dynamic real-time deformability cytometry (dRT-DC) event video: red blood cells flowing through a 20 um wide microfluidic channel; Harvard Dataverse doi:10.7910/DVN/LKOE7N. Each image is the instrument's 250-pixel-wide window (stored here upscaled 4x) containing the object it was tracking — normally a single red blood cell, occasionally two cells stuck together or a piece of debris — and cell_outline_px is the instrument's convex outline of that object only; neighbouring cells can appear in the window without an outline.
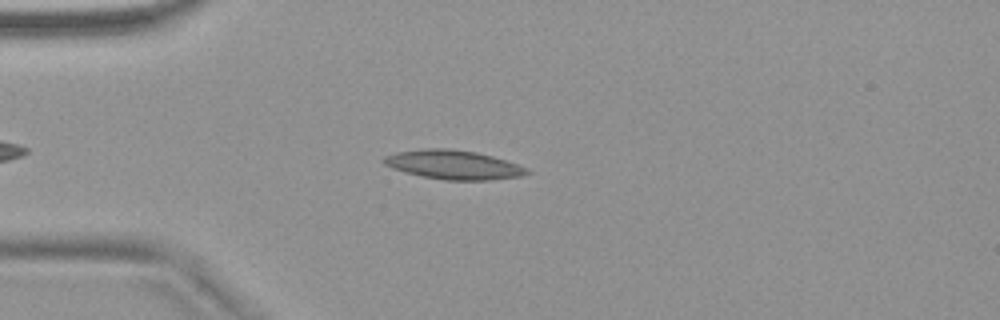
{"species": "common noctule bat (a hibernating species)", "species_latin": "Nyctalus noctula", "temperature_condition": "warm", "stored_images_in_passage": 47, "camera_frame_rate_fps": 3000, "um_per_image_px": 0.085, "animal": {"sex": "female", "body_mass_g": 18.4}, "frame": {"image": 1, "passage_image": 8, "time_ms": 2.333, "image_size_px": [1000, 320], "cell_outline_px": [[532, 172], [520, 176], [488, 180], [444, 180], [424, 176], [392, 168], [384, 164], [380, 160], [384, 156], [396, 152], [428, 148], [448, 148], [476, 152], [492, 156], [528, 168]], "centroid_in_image_um": [38.53, 14.0], "position_along_channel_um": 46.5, "area_um2": 24.04}}
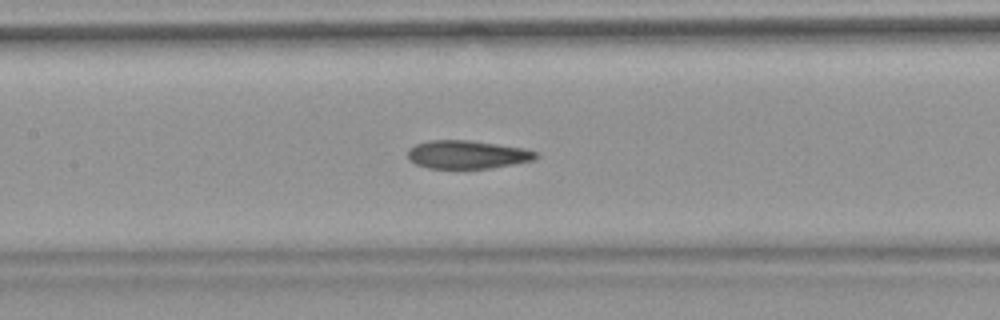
{"frame": {"image": 2, "passage_image": 19, "time_ms": 6.0, "image_size_px": [1000, 320], "cell_outline_px": [[540, 156], [532, 160], [492, 168], [428, 168], [416, 164], [408, 160], [408, 148], [416, 144], [432, 140], [468, 140], [524, 148], [536, 152]], "centroid_in_image_um": [39.69, 13.14], "position_along_channel_um": 167.7, "area_um2": 20.98}}
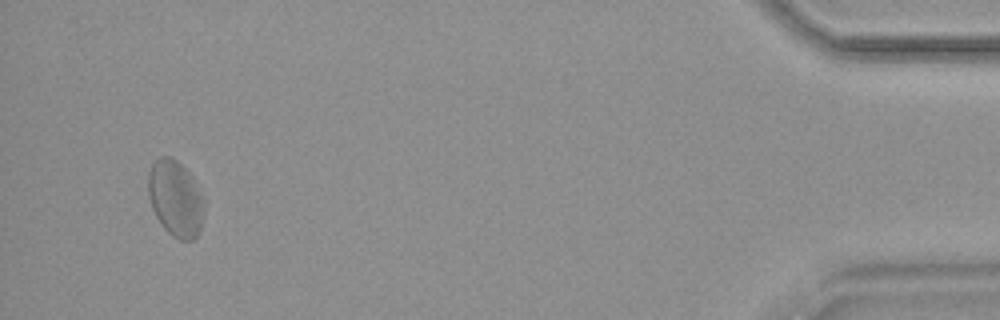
{"frame": {"image": 3, "passage_image": 45, "time_ms": 14.667, "image_size_px": [1000, 320], "cell_outline_px": [[200, 228], [196, 236], [192, 240], [180, 240], [172, 236], [160, 224], [152, 208], [148, 196], [148, 172], [152, 164], [160, 156], [172, 156], [188, 172], [200, 196]], "centroid_in_image_um": [14.82, 16.86], "position_along_channel_um": 420.4, "area_um2": 23.87}, "authors_computed_cell_mechanics": {"area_um2": 22.831, "velocity_mm_per_s": 3.7888, "shape_relaxation_time_tau1_ms": null, "shape_relaxation_time_tau2_ms": 2.7234, "deformation_change_tau1": null, "deformation_change_tau2": 0.0978}}